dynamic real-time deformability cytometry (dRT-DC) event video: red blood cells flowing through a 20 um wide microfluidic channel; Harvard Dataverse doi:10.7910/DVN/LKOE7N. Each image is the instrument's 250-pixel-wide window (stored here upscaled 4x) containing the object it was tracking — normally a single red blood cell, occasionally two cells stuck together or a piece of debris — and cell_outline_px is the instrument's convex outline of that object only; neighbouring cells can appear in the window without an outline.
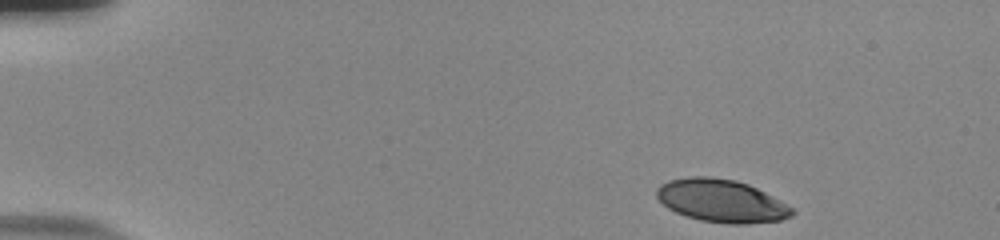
{"species": "human", "species_latin": "Homo sapiens", "temperature_condition": "room temperature", "stored_images_in_passage": 49, "camera_frame_rate_fps": 3000, "um_per_image_px": 0.085, "donor": {"sex": "male"}, "frame": {"image": 1, "passage_image": 1, "time_ms": 0.0, "image_size_px": [1000, 240], "cell_outline_px": [[796, 212], [792, 216], [780, 220], [748, 224], [728, 224], [700, 220], [676, 212], [668, 208], [656, 196], [656, 188], [660, 184], [668, 180], [688, 176], [708, 176], [736, 180], [748, 184], [780, 200], [792, 208]], "centroid_in_image_um": [61.31, 17.06], "position_along_channel_um": 23.7, "area_um2": 33.81}}
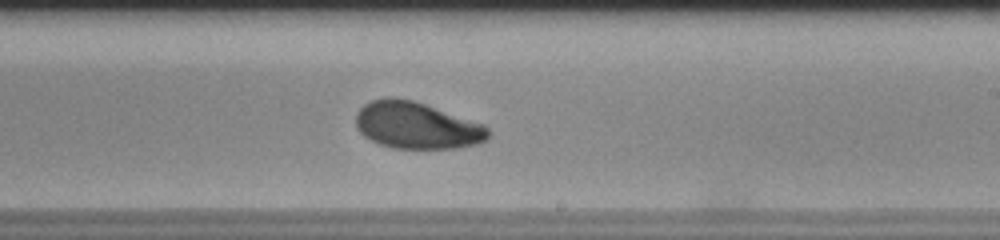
{"frame": {"image": 2, "passage_image": 28, "time_ms": 9.0, "image_size_px": [1000, 240], "cell_outline_px": [[492, 132], [488, 140], [480, 144], [456, 148], [392, 148], [380, 144], [364, 136], [356, 128], [356, 112], [364, 104], [372, 100], [388, 96], [412, 100], [484, 124]], "centroid_in_image_um": [35.44, 10.67], "position_along_channel_um": 253.6, "area_um2": 36.24}}
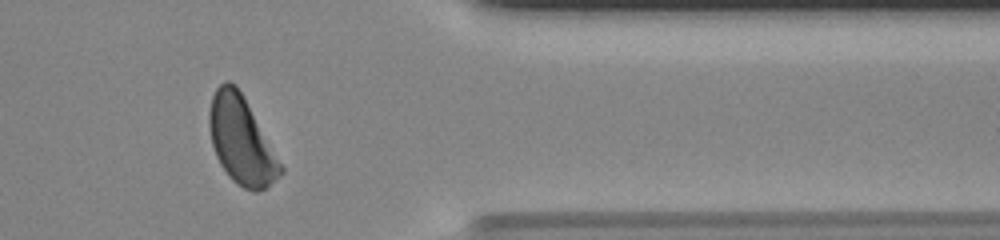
{"frame": {"image": 3, "passage_image": 40, "time_ms": 13.0, "image_size_px": [1000, 240], "cell_outline_px": [[284, 172], [280, 176], [264, 188], [256, 192], [252, 192], [244, 188], [232, 180], [228, 176], [220, 164], [216, 156], [212, 144], [208, 124], [208, 112], [212, 96], [216, 88], [224, 80], [228, 80], [236, 84], [284, 168]], "centroid_in_image_um": [20.48, 11.93], "position_along_channel_um": 390.9, "area_um2": 36.07}, "authors_computed_cell_mechanics": {"area_um2": 35.4314, "velocity_mm_per_s": 3.741, "shape_relaxation_time_tau1_ms": 2.6264, "shape_relaxation_time_tau2_ms": null, "deformation_change_tau1": 0.1362, "deformation_change_tau2": null}}